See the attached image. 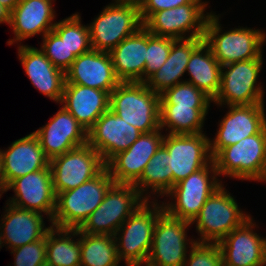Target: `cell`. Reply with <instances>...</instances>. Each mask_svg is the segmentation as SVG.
I'll use <instances>...</instances> for the list:
<instances>
[{"label":"cell","mask_w":266,"mask_h":266,"mask_svg":"<svg viewBox=\"0 0 266 266\" xmlns=\"http://www.w3.org/2000/svg\"><path fill=\"white\" fill-rule=\"evenodd\" d=\"M39 266H50L47 262Z\"/></svg>","instance_id":"cell-45"},{"label":"cell","mask_w":266,"mask_h":266,"mask_svg":"<svg viewBox=\"0 0 266 266\" xmlns=\"http://www.w3.org/2000/svg\"><path fill=\"white\" fill-rule=\"evenodd\" d=\"M14 266H39L46 263V236L38 241L11 249Z\"/></svg>","instance_id":"cell-39"},{"label":"cell","mask_w":266,"mask_h":266,"mask_svg":"<svg viewBox=\"0 0 266 266\" xmlns=\"http://www.w3.org/2000/svg\"><path fill=\"white\" fill-rule=\"evenodd\" d=\"M42 40L40 50L54 66L65 72L72 65L76 56L69 52L64 39H60L53 31H50L42 37Z\"/></svg>","instance_id":"cell-37"},{"label":"cell","mask_w":266,"mask_h":266,"mask_svg":"<svg viewBox=\"0 0 266 266\" xmlns=\"http://www.w3.org/2000/svg\"><path fill=\"white\" fill-rule=\"evenodd\" d=\"M113 183L114 180L105 167L89 181L74 189L58 193L51 225L58 228L79 229L102 203Z\"/></svg>","instance_id":"cell-3"},{"label":"cell","mask_w":266,"mask_h":266,"mask_svg":"<svg viewBox=\"0 0 266 266\" xmlns=\"http://www.w3.org/2000/svg\"><path fill=\"white\" fill-rule=\"evenodd\" d=\"M228 112L219 121L216 137L209 140L212 158L223 148L234 145L266 126L264 104L227 106Z\"/></svg>","instance_id":"cell-16"},{"label":"cell","mask_w":266,"mask_h":266,"mask_svg":"<svg viewBox=\"0 0 266 266\" xmlns=\"http://www.w3.org/2000/svg\"><path fill=\"white\" fill-rule=\"evenodd\" d=\"M20 0H0V4L5 7L9 12H11Z\"/></svg>","instance_id":"cell-42"},{"label":"cell","mask_w":266,"mask_h":266,"mask_svg":"<svg viewBox=\"0 0 266 266\" xmlns=\"http://www.w3.org/2000/svg\"><path fill=\"white\" fill-rule=\"evenodd\" d=\"M10 24V12L0 4V24Z\"/></svg>","instance_id":"cell-41"},{"label":"cell","mask_w":266,"mask_h":266,"mask_svg":"<svg viewBox=\"0 0 266 266\" xmlns=\"http://www.w3.org/2000/svg\"><path fill=\"white\" fill-rule=\"evenodd\" d=\"M210 106H177L160 104V129L168 134L203 133L204 121Z\"/></svg>","instance_id":"cell-31"},{"label":"cell","mask_w":266,"mask_h":266,"mask_svg":"<svg viewBox=\"0 0 266 266\" xmlns=\"http://www.w3.org/2000/svg\"><path fill=\"white\" fill-rule=\"evenodd\" d=\"M13 189L14 196L7 201L13 206L45 214L48 221L56 209V197L50 166L14 179L4 190Z\"/></svg>","instance_id":"cell-15"},{"label":"cell","mask_w":266,"mask_h":266,"mask_svg":"<svg viewBox=\"0 0 266 266\" xmlns=\"http://www.w3.org/2000/svg\"><path fill=\"white\" fill-rule=\"evenodd\" d=\"M228 192L224 184L218 188L206 200L198 216L191 223L195 222V230L198 235L200 234V238L195 239L196 242L218 243L251 217L242 211L234 196Z\"/></svg>","instance_id":"cell-9"},{"label":"cell","mask_w":266,"mask_h":266,"mask_svg":"<svg viewBox=\"0 0 266 266\" xmlns=\"http://www.w3.org/2000/svg\"><path fill=\"white\" fill-rule=\"evenodd\" d=\"M183 266H223L218 243L195 242Z\"/></svg>","instance_id":"cell-38"},{"label":"cell","mask_w":266,"mask_h":266,"mask_svg":"<svg viewBox=\"0 0 266 266\" xmlns=\"http://www.w3.org/2000/svg\"><path fill=\"white\" fill-rule=\"evenodd\" d=\"M0 191L3 192V164H2V151L0 149Z\"/></svg>","instance_id":"cell-43"},{"label":"cell","mask_w":266,"mask_h":266,"mask_svg":"<svg viewBox=\"0 0 266 266\" xmlns=\"http://www.w3.org/2000/svg\"><path fill=\"white\" fill-rule=\"evenodd\" d=\"M2 151L3 190L14 180L28 173L45 169L50 159L45 155L38 137L32 132L12 142Z\"/></svg>","instance_id":"cell-24"},{"label":"cell","mask_w":266,"mask_h":266,"mask_svg":"<svg viewBox=\"0 0 266 266\" xmlns=\"http://www.w3.org/2000/svg\"><path fill=\"white\" fill-rule=\"evenodd\" d=\"M254 221L250 217L218 242L223 266H266V238L253 230Z\"/></svg>","instance_id":"cell-18"},{"label":"cell","mask_w":266,"mask_h":266,"mask_svg":"<svg viewBox=\"0 0 266 266\" xmlns=\"http://www.w3.org/2000/svg\"><path fill=\"white\" fill-rule=\"evenodd\" d=\"M60 39H64L69 52L76 57L92 49L88 24L81 23L79 12L61 20L56 21L52 30Z\"/></svg>","instance_id":"cell-34"},{"label":"cell","mask_w":266,"mask_h":266,"mask_svg":"<svg viewBox=\"0 0 266 266\" xmlns=\"http://www.w3.org/2000/svg\"><path fill=\"white\" fill-rule=\"evenodd\" d=\"M18 58L31 84L41 94L60 104L63 97L65 72L54 66L36 47L18 44Z\"/></svg>","instance_id":"cell-22"},{"label":"cell","mask_w":266,"mask_h":266,"mask_svg":"<svg viewBox=\"0 0 266 266\" xmlns=\"http://www.w3.org/2000/svg\"><path fill=\"white\" fill-rule=\"evenodd\" d=\"M1 214L0 236L8 249L43 239L52 225L45 226L43 214L6 203Z\"/></svg>","instance_id":"cell-25"},{"label":"cell","mask_w":266,"mask_h":266,"mask_svg":"<svg viewBox=\"0 0 266 266\" xmlns=\"http://www.w3.org/2000/svg\"><path fill=\"white\" fill-rule=\"evenodd\" d=\"M210 138L200 134H164L162 145L168 151L173 186L212 161Z\"/></svg>","instance_id":"cell-14"},{"label":"cell","mask_w":266,"mask_h":266,"mask_svg":"<svg viewBox=\"0 0 266 266\" xmlns=\"http://www.w3.org/2000/svg\"><path fill=\"white\" fill-rule=\"evenodd\" d=\"M117 78L121 82H144L147 29L143 26L126 37L110 52Z\"/></svg>","instance_id":"cell-27"},{"label":"cell","mask_w":266,"mask_h":266,"mask_svg":"<svg viewBox=\"0 0 266 266\" xmlns=\"http://www.w3.org/2000/svg\"><path fill=\"white\" fill-rule=\"evenodd\" d=\"M46 262L50 266H80V230L51 226L46 233Z\"/></svg>","instance_id":"cell-30"},{"label":"cell","mask_w":266,"mask_h":266,"mask_svg":"<svg viewBox=\"0 0 266 266\" xmlns=\"http://www.w3.org/2000/svg\"><path fill=\"white\" fill-rule=\"evenodd\" d=\"M2 247H4V242H3L2 237L0 236V248L2 249Z\"/></svg>","instance_id":"cell-44"},{"label":"cell","mask_w":266,"mask_h":266,"mask_svg":"<svg viewBox=\"0 0 266 266\" xmlns=\"http://www.w3.org/2000/svg\"><path fill=\"white\" fill-rule=\"evenodd\" d=\"M191 225L164 212L155 224L152 247L145 266H183L188 248L196 242L187 239V230Z\"/></svg>","instance_id":"cell-12"},{"label":"cell","mask_w":266,"mask_h":266,"mask_svg":"<svg viewBox=\"0 0 266 266\" xmlns=\"http://www.w3.org/2000/svg\"><path fill=\"white\" fill-rule=\"evenodd\" d=\"M213 100L193 84L182 82L160 94V104L177 106H210Z\"/></svg>","instance_id":"cell-35"},{"label":"cell","mask_w":266,"mask_h":266,"mask_svg":"<svg viewBox=\"0 0 266 266\" xmlns=\"http://www.w3.org/2000/svg\"><path fill=\"white\" fill-rule=\"evenodd\" d=\"M163 138L161 129L142 133L127 150L113 156L106 163V168L114 182L134 185L140 179L149 160L161 147Z\"/></svg>","instance_id":"cell-17"},{"label":"cell","mask_w":266,"mask_h":266,"mask_svg":"<svg viewBox=\"0 0 266 266\" xmlns=\"http://www.w3.org/2000/svg\"><path fill=\"white\" fill-rule=\"evenodd\" d=\"M192 1L193 0H139L138 4L141 20L144 23L154 12L189 4Z\"/></svg>","instance_id":"cell-40"},{"label":"cell","mask_w":266,"mask_h":266,"mask_svg":"<svg viewBox=\"0 0 266 266\" xmlns=\"http://www.w3.org/2000/svg\"><path fill=\"white\" fill-rule=\"evenodd\" d=\"M55 194L78 187L105 167L100 154L88 143L50 160Z\"/></svg>","instance_id":"cell-13"},{"label":"cell","mask_w":266,"mask_h":266,"mask_svg":"<svg viewBox=\"0 0 266 266\" xmlns=\"http://www.w3.org/2000/svg\"><path fill=\"white\" fill-rule=\"evenodd\" d=\"M112 1L88 24L91 47L94 50L110 52L122 40L143 27L138 2Z\"/></svg>","instance_id":"cell-6"},{"label":"cell","mask_w":266,"mask_h":266,"mask_svg":"<svg viewBox=\"0 0 266 266\" xmlns=\"http://www.w3.org/2000/svg\"><path fill=\"white\" fill-rule=\"evenodd\" d=\"M54 0H20L17 6L10 12L9 26L13 30L14 39L7 41V45L33 37L34 35L46 33L53 30L55 10ZM54 21V22H53Z\"/></svg>","instance_id":"cell-23"},{"label":"cell","mask_w":266,"mask_h":266,"mask_svg":"<svg viewBox=\"0 0 266 266\" xmlns=\"http://www.w3.org/2000/svg\"><path fill=\"white\" fill-rule=\"evenodd\" d=\"M218 176L212 160L208 165L174 185L165 195L171 200L163 202L165 212L170 217L192 223L206 200L223 185Z\"/></svg>","instance_id":"cell-7"},{"label":"cell","mask_w":266,"mask_h":266,"mask_svg":"<svg viewBox=\"0 0 266 266\" xmlns=\"http://www.w3.org/2000/svg\"><path fill=\"white\" fill-rule=\"evenodd\" d=\"M219 17V14L211 11L205 24L203 39L221 66L263 59L262 48L266 42V33L263 30L240 27L223 33Z\"/></svg>","instance_id":"cell-2"},{"label":"cell","mask_w":266,"mask_h":266,"mask_svg":"<svg viewBox=\"0 0 266 266\" xmlns=\"http://www.w3.org/2000/svg\"><path fill=\"white\" fill-rule=\"evenodd\" d=\"M167 162L168 151L161 145L149 160L140 179L134 184L146 200H153L151 194H158L157 198L164 197L173 188V174Z\"/></svg>","instance_id":"cell-32"},{"label":"cell","mask_w":266,"mask_h":266,"mask_svg":"<svg viewBox=\"0 0 266 266\" xmlns=\"http://www.w3.org/2000/svg\"><path fill=\"white\" fill-rule=\"evenodd\" d=\"M122 1H135V2H139V0H122Z\"/></svg>","instance_id":"cell-46"},{"label":"cell","mask_w":266,"mask_h":266,"mask_svg":"<svg viewBox=\"0 0 266 266\" xmlns=\"http://www.w3.org/2000/svg\"><path fill=\"white\" fill-rule=\"evenodd\" d=\"M219 177L266 181V126L257 134L221 149L212 158Z\"/></svg>","instance_id":"cell-5"},{"label":"cell","mask_w":266,"mask_h":266,"mask_svg":"<svg viewBox=\"0 0 266 266\" xmlns=\"http://www.w3.org/2000/svg\"><path fill=\"white\" fill-rule=\"evenodd\" d=\"M176 39L152 35L147 30V54L144 70V82L154 74L167 60L171 44Z\"/></svg>","instance_id":"cell-36"},{"label":"cell","mask_w":266,"mask_h":266,"mask_svg":"<svg viewBox=\"0 0 266 266\" xmlns=\"http://www.w3.org/2000/svg\"><path fill=\"white\" fill-rule=\"evenodd\" d=\"M109 109L141 133L160 129V95L144 82H121L110 93Z\"/></svg>","instance_id":"cell-4"},{"label":"cell","mask_w":266,"mask_h":266,"mask_svg":"<svg viewBox=\"0 0 266 266\" xmlns=\"http://www.w3.org/2000/svg\"><path fill=\"white\" fill-rule=\"evenodd\" d=\"M142 133L110 109L103 113L88 131L87 143L106 164L117 153L127 150Z\"/></svg>","instance_id":"cell-20"},{"label":"cell","mask_w":266,"mask_h":266,"mask_svg":"<svg viewBox=\"0 0 266 266\" xmlns=\"http://www.w3.org/2000/svg\"><path fill=\"white\" fill-rule=\"evenodd\" d=\"M208 3L193 0L189 4L154 12L143 26L156 36L173 39L204 37L205 24L211 13L205 11Z\"/></svg>","instance_id":"cell-11"},{"label":"cell","mask_w":266,"mask_h":266,"mask_svg":"<svg viewBox=\"0 0 266 266\" xmlns=\"http://www.w3.org/2000/svg\"><path fill=\"white\" fill-rule=\"evenodd\" d=\"M45 155L52 158L87 144L88 132L63 106L48 123L33 132Z\"/></svg>","instance_id":"cell-19"},{"label":"cell","mask_w":266,"mask_h":266,"mask_svg":"<svg viewBox=\"0 0 266 266\" xmlns=\"http://www.w3.org/2000/svg\"><path fill=\"white\" fill-rule=\"evenodd\" d=\"M80 247V266H120L114 236L80 231Z\"/></svg>","instance_id":"cell-33"},{"label":"cell","mask_w":266,"mask_h":266,"mask_svg":"<svg viewBox=\"0 0 266 266\" xmlns=\"http://www.w3.org/2000/svg\"><path fill=\"white\" fill-rule=\"evenodd\" d=\"M110 94L96 88L64 84L60 102L88 132L98 118L109 110Z\"/></svg>","instance_id":"cell-26"},{"label":"cell","mask_w":266,"mask_h":266,"mask_svg":"<svg viewBox=\"0 0 266 266\" xmlns=\"http://www.w3.org/2000/svg\"><path fill=\"white\" fill-rule=\"evenodd\" d=\"M221 69L222 66L213 56L210 47L203 41L190 56L186 68L190 78L185 81L214 100L221 86Z\"/></svg>","instance_id":"cell-29"},{"label":"cell","mask_w":266,"mask_h":266,"mask_svg":"<svg viewBox=\"0 0 266 266\" xmlns=\"http://www.w3.org/2000/svg\"><path fill=\"white\" fill-rule=\"evenodd\" d=\"M263 64V59H251L223 65L214 104L221 107L264 104V88L257 84Z\"/></svg>","instance_id":"cell-10"},{"label":"cell","mask_w":266,"mask_h":266,"mask_svg":"<svg viewBox=\"0 0 266 266\" xmlns=\"http://www.w3.org/2000/svg\"><path fill=\"white\" fill-rule=\"evenodd\" d=\"M164 212L163 201L160 204L154 197L153 201L146 200L114 234L118 259L120 262L125 261V266L146 264L155 224Z\"/></svg>","instance_id":"cell-1"},{"label":"cell","mask_w":266,"mask_h":266,"mask_svg":"<svg viewBox=\"0 0 266 266\" xmlns=\"http://www.w3.org/2000/svg\"><path fill=\"white\" fill-rule=\"evenodd\" d=\"M121 83L117 78L109 52L91 49L76 57L65 71V84H77L107 91Z\"/></svg>","instance_id":"cell-21"},{"label":"cell","mask_w":266,"mask_h":266,"mask_svg":"<svg viewBox=\"0 0 266 266\" xmlns=\"http://www.w3.org/2000/svg\"><path fill=\"white\" fill-rule=\"evenodd\" d=\"M145 201L133 184L114 182L107 190L102 203L79 230L82 233L114 236L123 222Z\"/></svg>","instance_id":"cell-8"},{"label":"cell","mask_w":266,"mask_h":266,"mask_svg":"<svg viewBox=\"0 0 266 266\" xmlns=\"http://www.w3.org/2000/svg\"><path fill=\"white\" fill-rule=\"evenodd\" d=\"M204 41L203 37L176 39L171 44V50L166 62L152 74L144 83L157 94L185 82L187 64L192 52Z\"/></svg>","instance_id":"cell-28"}]
</instances>
